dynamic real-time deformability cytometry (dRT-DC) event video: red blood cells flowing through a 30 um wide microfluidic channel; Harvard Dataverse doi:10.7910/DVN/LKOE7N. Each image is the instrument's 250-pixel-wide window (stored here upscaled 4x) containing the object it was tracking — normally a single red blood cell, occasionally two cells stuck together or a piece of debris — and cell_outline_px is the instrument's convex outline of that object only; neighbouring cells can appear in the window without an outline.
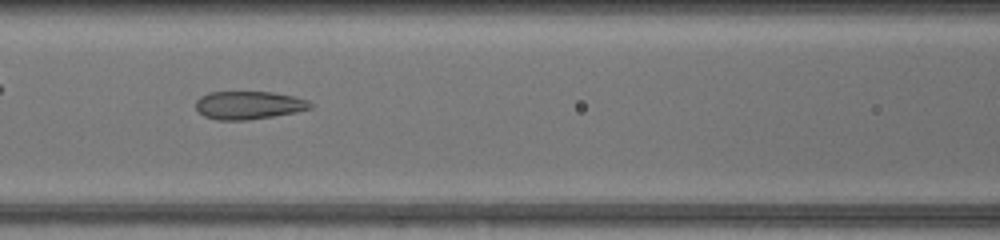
{"species": "common noctule bat (a hibernating species)", "species_latin": "Nyctalus noctula", "temperature_condition": "warm", "stored_images_in_passage": 36, "camera_frame_rate_fps": 3000, "um_per_image_px": 0.085, "animal": {"sex": "female", "body_mass_g": 17.0, "forearm_length_mm": 48.0}, "frame": {"image": 1, "passage_image": 15, "time_ms": 4.667, "image_size_px": [1000, 240], "cell_outline_px": [[316, 104], [312, 108], [296, 112], [248, 120], [216, 120], [204, 116], [196, 108], [196, 100], [200, 96], [208, 92], [272, 92], [292, 96], [308, 100]], "centroid_in_image_um": [21.15, 8.94], "position_along_channel_um": 145.4, "area_um2": 18.84}}
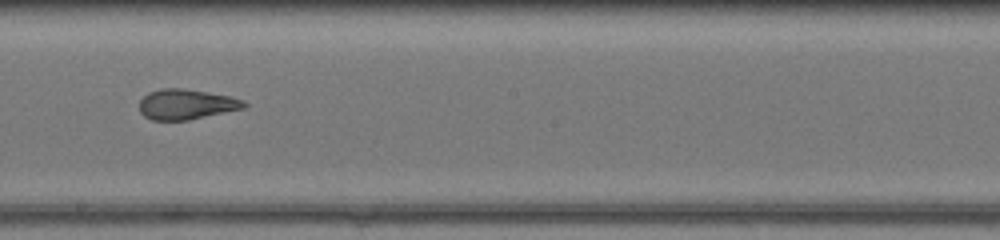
{"frame": {"image": 2, "passage_image": 21, "time_ms": 6.667, "image_size_px": [1000, 240], "cell_outline_px": [[248, 104], [244, 108], [188, 120], [152, 120], [144, 116], [140, 112], [140, 100], [148, 92], [160, 88], [180, 88], [228, 96], [244, 100]], "centroid_in_image_um": [15.81, 8.87], "position_along_channel_um": 232.4, "area_um2": 18.26}}
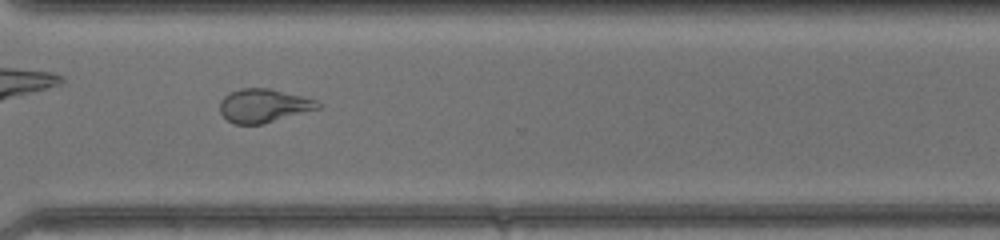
{"frame": {"image": 3, "passage_image": 29, "time_ms": 9.333, "image_size_px": [1000, 240], "cell_outline_px": [[320, 108], [264, 124], [236, 124], [228, 120], [220, 112], [220, 100], [224, 96], [240, 88], [268, 88], [316, 100], [320, 104]], "centroid_in_image_um": [22.39, 8.99], "position_along_channel_um": 348.2, "area_um2": 18.96}}